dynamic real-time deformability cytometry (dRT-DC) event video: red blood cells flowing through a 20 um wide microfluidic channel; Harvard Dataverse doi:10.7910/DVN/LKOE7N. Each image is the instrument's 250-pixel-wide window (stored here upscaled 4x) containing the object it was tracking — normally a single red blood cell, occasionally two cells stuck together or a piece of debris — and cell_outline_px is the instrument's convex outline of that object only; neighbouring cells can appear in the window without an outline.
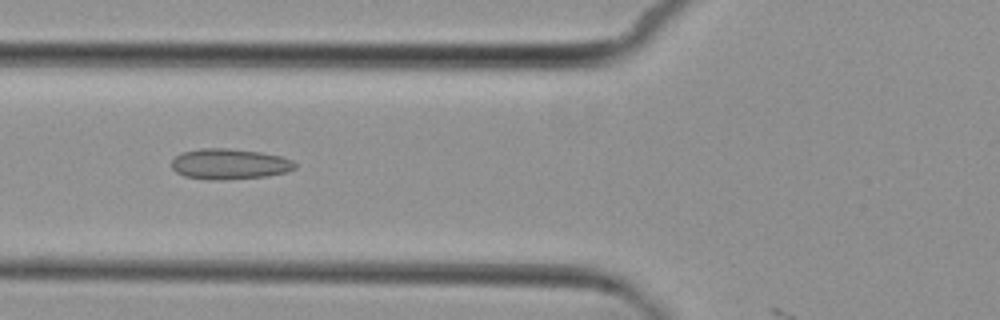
{"species": "common noctule bat (a hibernating species)", "species_latin": "Nyctalus noctula", "temperature_condition": "cold", "stored_images_in_passage": 8, "camera_frame_rate_fps": 3000, "um_per_image_px": 0.085, "animal": {"sex": "female", "body_mass_g": 29.2, "forearm_length_mm": 56.3}, "frame": {"image": 1, "passage_image": 6, "time_ms": 6.333, "image_size_px": [1000, 320], "cell_outline_px": [[296, 168], [288, 172], [268, 176], [224, 180], [208, 180], [184, 176], [176, 172], [172, 168], [172, 160], [180, 152], [200, 148], [228, 148], [260, 152], [280, 156], [292, 160], [296, 164]], "centroid_in_image_um": [19.5, 13.94], "position_along_channel_um": 106.3, "area_um2": 22.25}}
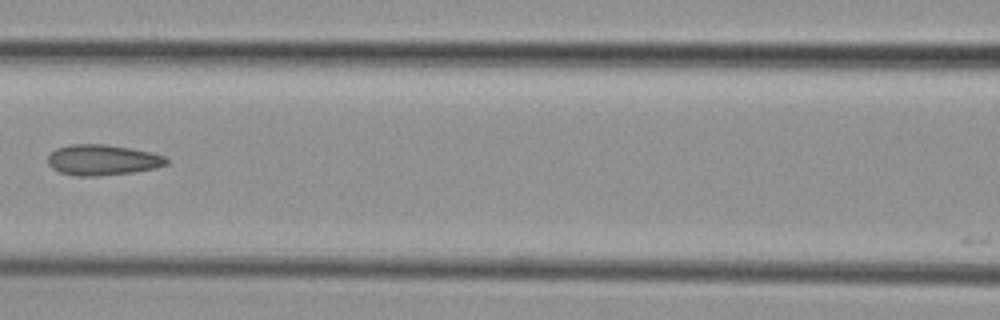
{"frame": {"image": 2, "passage_image": 7, "time_ms": 7.667, "image_size_px": [1000, 320], "cell_outline_px": [[168, 164], [156, 168], [132, 172], [100, 176], [76, 176], [60, 172], [52, 168], [48, 164], [48, 156], [56, 148], [72, 144], [104, 144], [132, 148], [152, 152], [164, 156], [168, 160]], "centroid_in_image_um": [8.72, 13.59], "position_along_channel_um": 157.9, "area_um2": 21.27}}
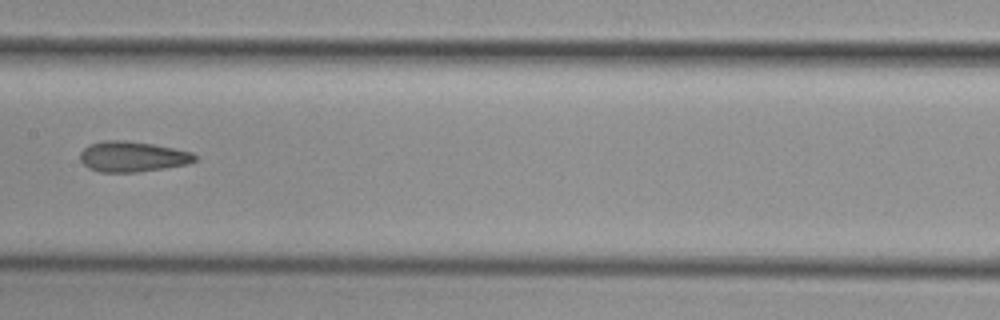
{"frame": {"image": 3, "passage_image": 8, "time_ms": 8.667, "image_size_px": [1000, 320], "cell_outline_px": [[196, 160], [188, 164], [164, 168], [136, 172], [100, 172], [88, 168], [80, 160], [80, 152], [88, 144], [104, 140], [128, 140], [152, 144], [192, 152], [196, 156]], "centroid_in_image_um": [11.22, 13.31], "position_along_channel_um": 196.2, "area_um2": 20.4}}